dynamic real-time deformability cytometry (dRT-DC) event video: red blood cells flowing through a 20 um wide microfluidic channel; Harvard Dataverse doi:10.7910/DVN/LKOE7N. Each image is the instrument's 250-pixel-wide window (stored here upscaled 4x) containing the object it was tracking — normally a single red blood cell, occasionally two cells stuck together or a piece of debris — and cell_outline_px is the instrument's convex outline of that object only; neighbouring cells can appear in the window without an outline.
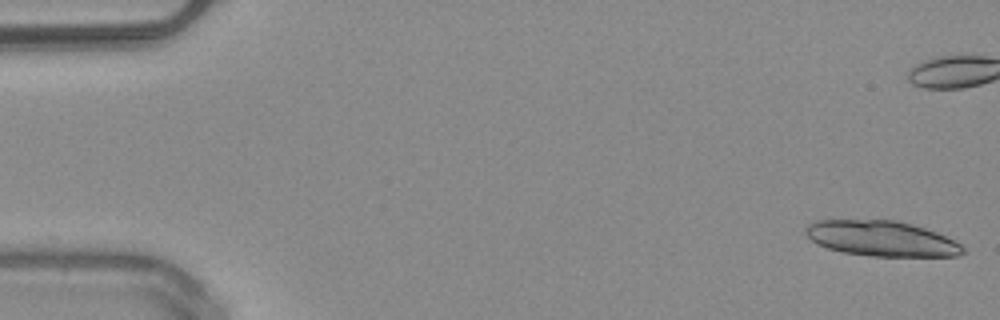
{"species": "common noctule bat (a hibernating species)", "species_latin": "Nyctalus noctula", "temperature_condition": "warm", "stored_images_in_passage": 23, "camera_frame_rate_fps": 3000, "um_per_image_px": 0.085, "animal": {"sex": "male", "body_mass_g": 20.4}, "frame": {"image": 1, "passage_image": 1, "time_ms": 0.0, "image_size_px": [1000, 320], "cell_outline_px": [[968, 252], [960, 256], [872, 256], [844, 252], [828, 248], [816, 244], [804, 232], [804, 228], [812, 220], [896, 220], [912, 224], [936, 232], [960, 244]], "centroid_in_image_um": [74.91, 20.27], "position_along_channel_um": 10.1, "area_um2": 32.43}}